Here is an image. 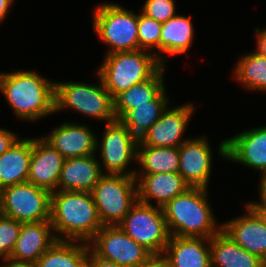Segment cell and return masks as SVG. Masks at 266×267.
<instances>
[{
    "mask_svg": "<svg viewBox=\"0 0 266 267\" xmlns=\"http://www.w3.org/2000/svg\"><path fill=\"white\" fill-rule=\"evenodd\" d=\"M0 91L22 121H37L55 114V81L37 71L0 73Z\"/></svg>",
    "mask_w": 266,
    "mask_h": 267,
    "instance_id": "cell-1",
    "label": "cell"
},
{
    "mask_svg": "<svg viewBox=\"0 0 266 267\" xmlns=\"http://www.w3.org/2000/svg\"><path fill=\"white\" fill-rule=\"evenodd\" d=\"M50 222L58 240L87 243L103 227L90 192H52Z\"/></svg>",
    "mask_w": 266,
    "mask_h": 267,
    "instance_id": "cell-2",
    "label": "cell"
},
{
    "mask_svg": "<svg viewBox=\"0 0 266 267\" xmlns=\"http://www.w3.org/2000/svg\"><path fill=\"white\" fill-rule=\"evenodd\" d=\"M208 194L207 188L190 187L163 207L170 236L210 239L221 230Z\"/></svg>",
    "mask_w": 266,
    "mask_h": 267,
    "instance_id": "cell-3",
    "label": "cell"
},
{
    "mask_svg": "<svg viewBox=\"0 0 266 267\" xmlns=\"http://www.w3.org/2000/svg\"><path fill=\"white\" fill-rule=\"evenodd\" d=\"M99 66L97 73L113 98L119 92L149 80L163 65L153 53L137 49L106 54Z\"/></svg>",
    "mask_w": 266,
    "mask_h": 267,
    "instance_id": "cell-4",
    "label": "cell"
},
{
    "mask_svg": "<svg viewBox=\"0 0 266 267\" xmlns=\"http://www.w3.org/2000/svg\"><path fill=\"white\" fill-rule=\"evenodd\" d=\"M98 84L55 82V112L69 108L82 115L110 123L116 120L113 100L98 73Z\"/></svg>",
    "mask_w": 266,
    "mask_h": 267,
    "instance_id": "cell-5",
    "label": "cell"
},
{
    "mask_svg": "<svg viewBox=\"0 0 266 267\" xmlns=\"http://www.w3.org/2000/svg\"><path fill=\"white\" fill-rule=\"evenodd\" d=\"M93 28L103 43L109 45L106 54L139 49L138 14L120 4L109 2L94 8Z\"/></svg>",
    "mask_w": 266,
    "mask_h": 267,
    "instance_id": "cell-6",
    "label": "cell"
},
{
    "mask_svg": "<svg viewBox=\"0 0 266 267\" xmlns=\"http://www.w3.org/2000/svg\"><path fill=\"white\" fill-rule=\"evenodd\" d=\"M91 193L103 226L119 225L138 200L137 181L134 176L104 174Z\"/></svg>",
    "mask_w": 266,
    "mask_h": 267,
    "instance_id": "cell-7",
    "label": "cell"
},
{
    "mask_svg": "<svg viewBox=\"0 0 266 267\" xmlns=\"http://www.w3.org/2000/svg\"><path fill=\"white\" fill-rule=\"evenodd\" d=\"M119 226L151 254L164 253L169 242L170 233L162 207L137 200Z\"/></svg>",
    "mask_w": 266,
    "mask_h": 267,
    "instance_id": "cell-8",
    "label": "cell"
},
{
    "mask_svg": "<svg viewBox=\"0 0 266 267\" xmlns=\"http://www.w3.org/2000/svg\"><path fill=\"white\" fill-rule=\"evenodd\" d=\"M0 214L22 223L50 221L51 192L29 182L0 190Z\"/></svg>",
    "mask_w": 266,
    "mask_h": 267,
    "instance_id": "cell-9",
    "label": "cell"
},
{
    "mask_svg": "<svg viewBox=\"0 0 266 267\" xmlns=\"http://www.w3.org/2000/svg\"><path fill=\"white\" fill-rule=\"evenodd\" d=\"M138 143L139 139L120 120L106 123L102 140L99 143L96 138L95 147L96 152L100 150L101 153L99 164L105 168L103 173L135 176L136 169L130 171L127 168L130 162L137 161Z\"/></svg>",
    "mask_w": 266,
    "mask_h": 267,
    "instance_id": "cell-10",
    "label": "cell"
},
{
    "mask_svg": "<svg viewBox=\"0 0 266 267\" xmlns=\"http://www.w3.org/2000/svg\"><path fill=\"white\" fill-rule=\"evenodd\" d=\"M88 244L97 257L122 267H137L151 255L146 248L129 237L119 225L103 226Z\"/></svg>",
    "mask_w": 266,
    "mask_h": 267,
    "instance_id": "cell-11",
    "label": "cell"
},
{
    "mask_svg": "<svg viewBox=\"0 0 266 267\" xmlns=\"http://www.w3.org/2000/svg\"><path fill=\"white\" fill-rule=\"evenodd\" d=\"M217 151L223 159L266 173V125L221 141Z\"/></svg>",
    "mask_w": 266,
    "mask_h": 267,
    "instance_id": "cell-12",
    "label": "cell"
},
{
    "mask_svg": "<svg viewBox=\"0 0 266 267\" xmlns=\"http://www.w3.org/2000/svg\"><path fill=\"white\" fill-rule=\"evenodd\" d=\"M195 109L191 103L173 108L168 106L140 141L146 146L179 148L190 139L188 137L183 139V135Z\"/></svg>",
    "mask_w": 266,
    "mask_h": 267,
    "instance_id": "cell-13",
    "label": "cell"
},
{
    "mask_svg": "<svg viewBox=\"0 0 266 267\" xmlns=\"http://www.w3.org/2000/svg\"><path fill=\"white\" fill-rule=\"evenodd\" d=\"M206 135L191 138L179 148L178 173L190 187L207 188L212 168V148Z\"/></svg>",
    "mask_w": 266,
    "mask_h": 267,
    "instance_id": "cell-14",
    "label": "cell"
},
{
    "mask_svg": "<svg viewBox=\"0 0 266 267\" xmlns=\"http://www.w3.org/2000/svg\"><path fill=\"white\" fill-rule=\"evenodd\" d=\"M64 157L42 136L33 138L27 182L48 190L58 191V181Z\"/></svg>",
    "mask_w": 266,
    "mask_h": 267,
    "instance_id": "cell-15",
    "label": "cell"
},
{
    "mask_svg": "<svg viewBox=\"0 0 266 267\" xmlns=\"http://www.w3.org/2000/svg\"><path fill=\"white\" fill-rule=\"evenodd\" d=\"M86 124L64 122L43 138L57 150L64 159L96 154V134Z\"/></svg>",
    "mask_w": 266,
    "mask_h": 267,
    "instance_id": "cell-16",
    "label": "cell"
},
{
    "mask_svg": "<svg viewBox=\"0 0 266 267\" xmlns=\"http://www.w3.org/2000/svg\"><path fill=\"white\" fill-rule=\"evenodd\" d=\"M244 215L222 222L221 230L238 246L266 263V226L248 206Z\"/></svg>",
    "mask_w": 266,
    "mask_h": 267,
    "instance_id": "cell-17",
    "label": "cell"
},
{
    "mask_svg": "<svg viewBox=\"0 0 266 267\" xmlns=\"http://www.w3.org/2000/svg\"><path fill=\"white\" fill-rule=\"evenodd\" d=\"M57 240L50 221L22 223L10 258L35 264Z\"/></svg>",
    "mask_w": 266,
    "mask_h": 267,
    "instance_id": "cell-18",
    "label": "cell"
},
{
    "mask_svg": "<svg viewBox=\"0 0 266 267\" xmlns=\"http://www.w3.org/2000/svg\"><path fill=\"white\" fill-rule=\"evenodd\" d=\"M96 154L64 159L58 191L92 192L104 175Z\"/></svg>",
    "mask_w": 266,
    "mask_h": 267,
    "instance_id": "cell-19",
    "label": "cell"
},
{
    "mask_svg": "<svg viewBox=\"0 0 266 267\" xmlns=\"http://www.w3.org/2000/svg\"><path fill=\"white\" fill-rule=\"evenodd\" d=\"M137 181L138 200L158 207H164L171 199L184 193L190 186L179 173H160L150 175H135Z\"/></svg>",
    "mask_w": 266,
    "mask_h": 267,
    "instance_id": "cell-20",
    "label": "cell"
},
{
    "mask_svg": "<svg viewBox=\"0 0 266 267\" xmlns=\"http://www.w3.org/2000/svg\"><path fill=\"white\" fill-rule=\"evenodd\" d=\"M164 254L170 267H212L209 238L170 236Z\"/></svg>",
    "mask_w": 266,
    "mask_h": 267,
    "instance_id": "cell-21",
    "label": "cell"
},
{
    "mask_svg": "<svg viewBox=\"0 0 266 267\" xmlns=\"http://www.w3.org/2000/svg\"><path fill=\"white\" fill-rule=\"evenodd\" d=\"M33 138H19L0 156V190L27 182Z\"/></svg>",
    "mask_w": 266,
    "mask_h": 267,
    "instance_id": "cell-22",
    "label": "cell"
},
{
    "mask_svg": "<svg viewBox=\"0 0 266 267\" xmlns=\"http://www.w3.org/2000/svg\"><path fill=\"white\" fill-rule=\"evenodd\" d=\"M212 267H266L256 255L238 246L222 230L210 238Z\"/></svg>",
    "mask_w": 266,
    "mask_h": 267,
    "instance_id": "cell-23",
    "label": "cell"
},
{
    "mask_svg": "<svg viewBox=\"0 0 266 267\" xmlns=\"http://www.w3.org/2000/svg\"><path fill=\"white\" fill-rule=\"evenodd\" d=\"M162 66L149 80L137 83L129 89L116 94L113 100V113L116 120H120L129 110L139 105L149 104L164 88V71Z\"/></svg>",
    "mask_w": 266,
    "mask_h": 267,
    "instance_id": "cell-24",
    "label": "cell"
},
{
    "mask_svg": "<svg viewBox=\"0 0 266 267\" xmlns=\"http://www.w3.org/2000/svg\"><path fill=\"white\" fill-rule=\"evenodd\" d=\"M194 24L191 17L176 14L162 23L160 35V63L166 66L162 53L178 55L188 52L194 40Z\"/></svg>",
    "mask_w": 266,
    "mask_h": 267,
    "instance_id": "cell-25",
    "label": "cell"
},
{
    "mask_svg": "<svg viewBox=\"0 0 266 267\" xmlns=\"http://www.w3.org/2000/svg\"><path fill=\"white\" fill-rule=\"evenodd\" d=\"M137 163L142 168L135 175L178 173L179 151L177 147L146 146L139 140Z\"/></svg>",
    "mask_w": 266,
    "mask_h": 267,
    "instance_id": "cell-26",
    "label": "cell"
},
{
    "mask_svg": "<svg viewBox=\"0 0 266 267\" xmlns=\"http://www.w3.org/2000/svg\"><path fill=\"white\" fill-rule=\"evenodd\" d=\"M166 87L149 104H142L129 110L120 121L137 138L141 139L159 120L168 108L170 101L166 95Z\"/></svg>",
    "mask_w": 266,
    "mask_h": 267,
    "instance_id": "cell-27",
    "label": "cell"
},
{
    "mask_svg": "<svg viewBox=\"0 0 266 267\" xmlns=\"http://www.w3.org/2000/svg\"><path fill=\"white\" fill-rule=\"evenodd\" d=\"M89 250L87 242L57 240L35 265L36 267H77L88 255Z\"/></svg>",
    "mask_w": 266,
    "mask_h": 267,
    "instance_id": "cell-28",
    "label": "cell"
},
{
    "mask_svg": "<svg viewBox=\"0 0 266 267\" xmlns=\"http://www.w3.org/2000/svg\"><path fill=\"white\" fill-rule=\"evenodd\" d=\"M233 75L247 90L266 93V56L247 52L237 61Z\"/></svg>",
    "mask_w": 266,
    "mask_h": 267,
    "instance_id": "cell-29",
    "label": "cell"
},
{
    "mask_svg": "<svg viewBox=\"0 0 266 267\" xmlns=\"http://www.w3.org/2000/svg\"><path fill=\"white\" fill-rule=\"evenodd\" d=\"M162 23L144 15L138 14L139 49L153 53L160 62V35Z\"/></svg>",
    "mask_w": 266,
    "mask_h": 267,
    "instance_id": "cell-30",
    "label": "cell"
},
{
    "mask_svg": "<svg viewBox=\"0 0 266 267\" xmlns=\"http://www.w3.org/2000/svg\"><path fill=\"white\" fill-rule=\"evenodd\" d=\"M22 222L0 214V258H10L20 234Z\"/></svg>",
    "mask_w": 266,
    "mask_h": 267,
    "instance_id": "cell-31",
    "label": "cell"
},
{
    "mask_svg": "<svg viewBox=\"0 0 266 267\" xmlns=\"http://www.w3.org/2000/svg\"><path fill=\"white\" fill-rule=\"evenodd\" d=\"M175 0H146L142 13L158 22L164 23L176 14Z\"/></svg>",
    "mask_w": 266,
    "mask_h": 267,
    "instance_id": "cell-32",
    "label": "cell"
},
{
    "mask_svg": "<svg viewBox=\"0 0 266 267\" xmlns=\"http://www.w3.org/2000/svg\"><path fill=\"white\" fill-rule=\"evenodd\" d=\"M17 134L10 130L0 128V156L18 140Z\"/></svg>",
    "mask_w": 266,
    "mask_h": 267,
    "instance_id": "cell-33",
    "label": "cell"
},
{
    "mask_svg": "<svg viewBox=\"0 0 266 267\" xmlns=\"http://www.w3.org/2000/svg\"><path fill=\"white\" fill-rule=\"evenodd\" d=\"M137 267H170V264L164 253H157L151 254Z\"/></svg>",
    "mask_w": 266,
    "mask_h": 267,
    "instance_id": "cell-34",
    "label": "cell"
},
{
    "mask_svg": "<svg viewBox=\"0 0 266 267\" xmlns=\"http://www.w3.org/2000/svg\"><path fill=\"white\" fill-rule=\"evenodd\" d=\"M255 35H256V51L260 55L266 56V27L265 29L255 28Z\"/></svg>",
    "mask_w": 266,
    "mask_h": 267,
    "instance_id": "cell-35",
    "label": "cell"
},
{
    "mask_svg": "<svg viewBox=\"0 0 266 267\" xmlns=\"http://www.w3.org/2000/svg\"><path fill=\"white\" fill-rule=\"evenodd\" d=\"M261 175V179L259 182V202H253V201H249L248 203H246V205L248 206H265L266 207V173L264 174H260Z\"/></svg>",
    "mask_w": 266,
    "mask_h": 267,
    "instance_id": "cell-36",
    "label": "cell"
},
{
    "mask_svg": "<svg viewBox=\"0 0 266 267\" xmlns=\"http://www.w3.org/2000/svg\"><path fill=\"white\" fill-rule=\"evenodd\" d=\"M4 263L0 267H36L34 263L30 262H23V261H16L11 258L2 259Z\"/></svg>",
    "mask_w": 266,
    "mask_h": 267,
    "instance_id": "cell-37",
    "label": "cell"
},
{
    "mask_svg": "<svg viewBox=\"0 0 266 267\" xmlns=\"http://www.w3.org/2000/svg\"><path fill=\"white\" fill-rule=\"evenodd\" d=\"M14 0H0V25L7 17Z\"/></svg>",
    "mask_w": 266,
    "mask_h": 267,
    "instance_id": "cell-38",
    "label": "cell"
},
{
    "mask_svg": "<svg viewBox=\"0 0 266 267\" xmlns=\"http://www.w3.org/2000/svg\"><path fill=\"white\" fill-rule=\"evenodd\" d=\"M94 267H122L114 262L104 260L94 254Z\"/></svg>",
    "mask_w": 266,
    "mask_h": 267,
    "instance_id": "cell-39",
    "label": "cell"
},
{
    "mask_svg": "<svg viewBox=\"0 0 266 267\" xmlns=\"http://www.w3.org/2000/svg\"><path fill=\"white\" fill-rule=\"evenodd\" d=\"M77 267H94V253L89 250L88 255L77 265Z\"/></svg>",
    "mask_w": 266,
    "mask_h": 267,
    "instance_id": "cell-40",
    "label": "cell"
},
{
    "mask_svg": "<svg viewBox=\"0 0 266 267\" xmlns=\"http://www.w3.org/2000/svg\"><path fill=\"white\" fill-rule=\"evenodd\" d=\"M262 220L266 226V207L265 206H249Z\"/></svg>",
    "mask_w": 266,
    "mask_h": 267,
    "instance_id": "cell-41",
    "label": "cell"
}]
</instances>
